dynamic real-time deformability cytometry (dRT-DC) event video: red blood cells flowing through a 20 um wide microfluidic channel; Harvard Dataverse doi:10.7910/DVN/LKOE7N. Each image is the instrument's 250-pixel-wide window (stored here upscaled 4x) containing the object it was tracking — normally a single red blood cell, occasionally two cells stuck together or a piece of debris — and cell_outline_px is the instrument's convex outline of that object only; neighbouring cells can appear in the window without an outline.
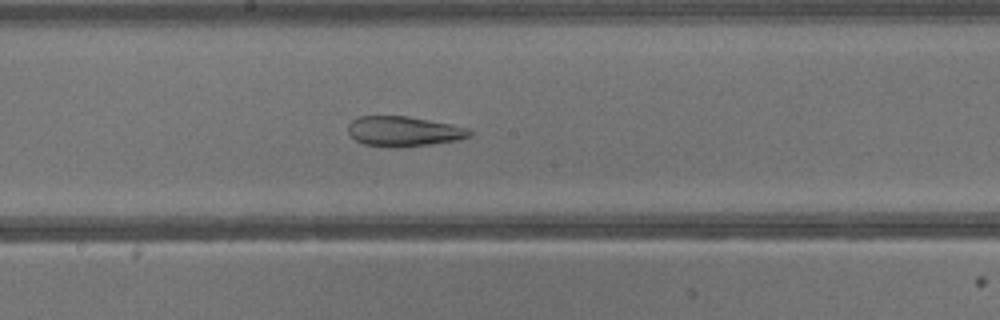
{"species": "common noctule bat (a hibernating species)", "species_latin": "Nyctalus noctula", "temperature_condition": "warm", "stored_images_in_passage": 37, "camera_frame_rate_fps": 3000, "um_per_image_px": 0.085, "animal": {"sex": "male", "body_mass_g": 13.3}, "frame": {"image": 1, "passage_image": 21, "time_ms": 6.667, "image_size_px": [1000, 320], "cell_outline_px": [[476, 132], [472, 136], [460, 140], [432, 144], [396, 148], [364, 144], [356, 140], [348, 132], [348, 124], [356, 116], [404, 116], [452, 124], [468, 128]], "centroid_in_image_um": [34.36, 11.17], "position_along_channel_um": 213.8, "area_um2": 21.5}}
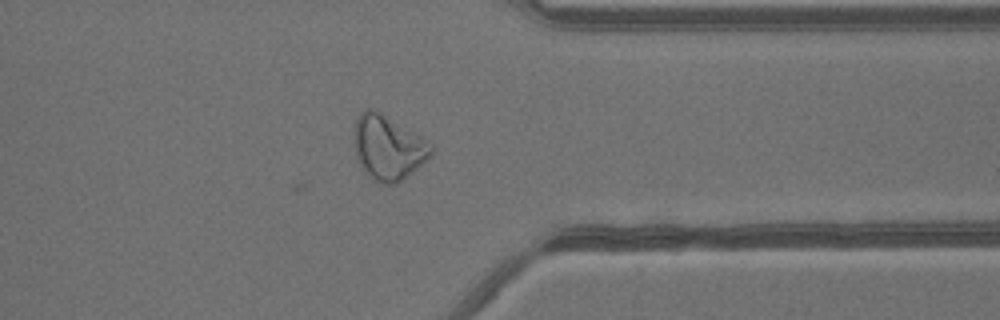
{"frame": {"image": 2, "passage_image": 31, "time_ms": 10.0, "image_size_px": [1000, 320], "cell_outline_px": [[432, 156], [412, 172], [396, 184], [380, 184], [368, 176], [356, 160], [352, 136], [356, 120], [360, 112], [364, 108], [372, 108], [380, 112], [432, 144]], "centroid_in_image_um": [32.93, 12.55], "position_along_channel_um": 378.5, "area_um2": 29.07}}